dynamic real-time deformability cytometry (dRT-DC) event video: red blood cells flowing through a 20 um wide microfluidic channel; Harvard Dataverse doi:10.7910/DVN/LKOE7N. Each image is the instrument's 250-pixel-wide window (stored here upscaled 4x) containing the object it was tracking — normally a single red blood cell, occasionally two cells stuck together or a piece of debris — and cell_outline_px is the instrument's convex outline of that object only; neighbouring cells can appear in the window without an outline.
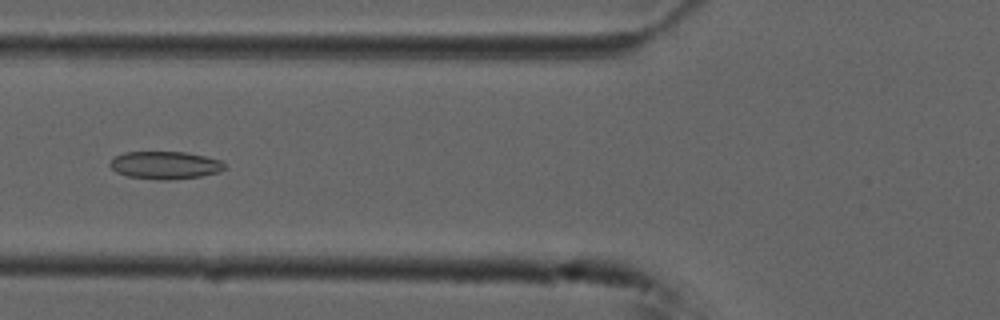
{"species": "common noctule bat (a hibernating species)", "species_latin": "Nyctalus noctula", "temperature_condition": "cold", "stored_images_in_passage": 54, "camera_frame_rate_fps": 3000, "um_per_image_px": 0.085, "animal": {"sex": "male", "forearm_length_mm": 52.5}, "frame": {"image": 1, "passage_image": 20, "time_ms": 6.333, "image_size_px": [1000, 320], "cell_outline_px": [[228, 164], [220, 172], [200, 176], [172, 180], [164, 180], [128, 176], [116, 172], [108, 164], [116, 156], [124, 152], [184, 152], [204, 156], [220, 160]], "centroid_in_image_um": [14.06, 14.04], "position_along_channel_um": 111.7, "area_um2": 18.44}}
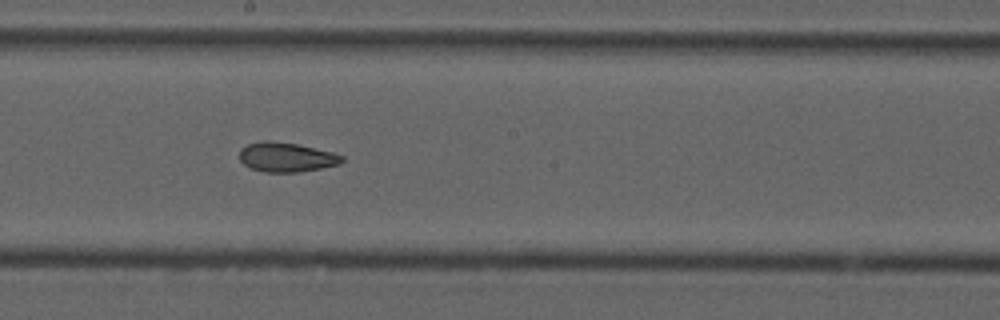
{"frame": {"image": 2, "passage_image": 29, "time_ms": 9.333, "image_size_px": [1000, 320], "cell_outline_px": [[344, 160], [340, 164], [320, 168], [296, 172], [264, 172], [252, 168], [244, 164], [240, 160], [240, 148], [248, 144], [264, 140], [272, 140], [296, 144], [332, 152], [344, 156]], "centroid_in_image_um": [24.33, 13.35], "position_along_channel_um": 223.9, "area_um2": 17.51}}
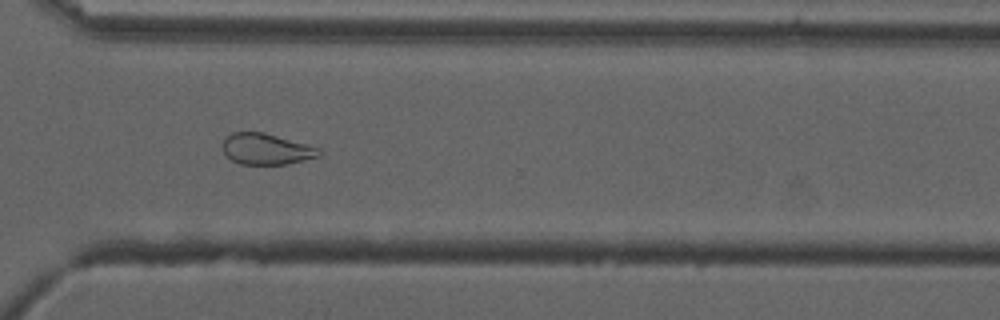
{"frame": {"image": 3, "passage_image": 39, "time_ms": 12.667, "image_size_px": [1000, 320], "cell_outline_px": [[324, 152], [320, 156], [288, 164], [240, 164], [232, 160], [220, 148], [220, 144], [232, 132], [264, 132], [320, 148]], "centroid_in_image_um": [22.64, 12.67], "position_along_channel_um": 348.0, "area_um2": 17.57}, "authors_computed_cell_mechanics": {"area_um2": 20.6635, "velocity_mm_per_s": 3.7331, "shape_relaxation_time_tau1_ms": null, "shape_relaxation_time_tau2_ms": 2.0838, "deformation_change_tau1": null, "deformation_change_tau2": 0.0683}}